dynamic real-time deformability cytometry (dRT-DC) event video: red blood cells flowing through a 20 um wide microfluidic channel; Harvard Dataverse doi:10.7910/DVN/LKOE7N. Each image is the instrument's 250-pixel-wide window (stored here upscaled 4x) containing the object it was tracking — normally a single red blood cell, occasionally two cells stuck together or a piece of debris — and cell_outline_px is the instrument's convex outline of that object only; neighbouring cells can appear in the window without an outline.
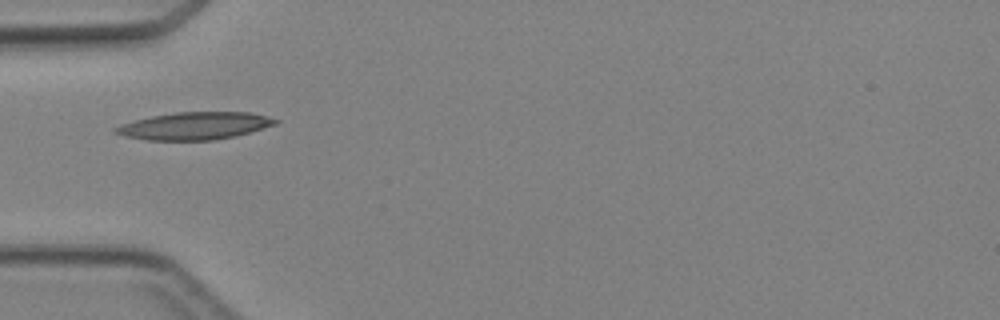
{"species": "Egyptian fruit bat (a non-hibernating species)", "species_latin": "Rousettus aegyptiacus", "temperature_condition": "cold", "stored_images_in_passage": 1, "camera_frame_rate_fps": 3000, "um_per_image_px": 0.085, "animal": {"sex": "female"}, "frame": {"image": 1, "passage_image": 1, "time_ms": 0.0, "image_size_px": [1000, 320], "cell_outline_px": [[280, 120], [276, 124], [236, 136], [212, 140], [148, 140], [124, 136], [112, 132], [112, 128], [120, 124], [152, 116], [176, 112], [252, 112], [268, 116]], "centroid_in_image_um": [16.53, 10.69], "position_along_channel_um": 68.5, "area_um2": 25.61}}